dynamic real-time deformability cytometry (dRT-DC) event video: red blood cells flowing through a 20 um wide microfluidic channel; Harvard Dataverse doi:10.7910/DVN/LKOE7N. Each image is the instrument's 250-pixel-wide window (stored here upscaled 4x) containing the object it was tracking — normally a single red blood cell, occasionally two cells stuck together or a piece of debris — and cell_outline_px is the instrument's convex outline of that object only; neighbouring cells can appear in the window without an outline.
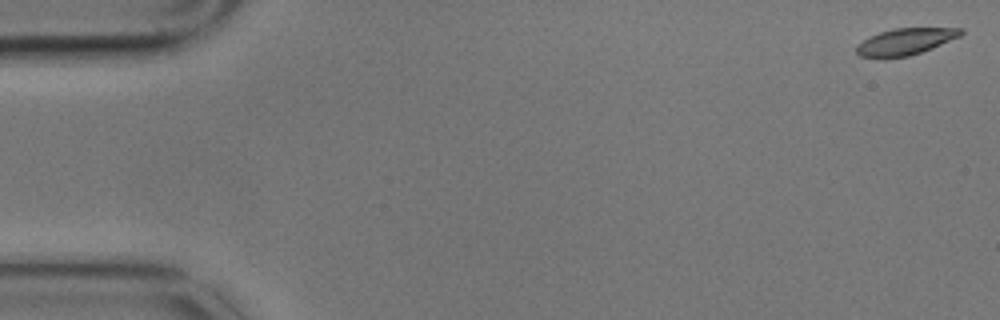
{"species": "common noctule bat (a hibernating species)", "species_latin": "Nyctalus noctula", "temperature_condition": "cold", "stored_images_in_passage": 5, "camera_frame_rate_fps": 3000, "um_per_image_px": 0.085, "animal": {"sex": "male", "body_mass_g": 17.9}, "frame": {"image": 1, "passage_image": 1, "time_ms": 0.0, "image_size_px": [1000, 320], "cell_outline_px": [[964, 32], [960, 36], [932, 48], [908, 56], [884, 60], [880, 60], [860, 56], [856, 52], [856, 44], [880, 32], [896, 28], [964, 28]], "centroid_in_image_um": [76.91, 3.57], "position_along_channel_um": 8.1, "area_um2": 16.42}}